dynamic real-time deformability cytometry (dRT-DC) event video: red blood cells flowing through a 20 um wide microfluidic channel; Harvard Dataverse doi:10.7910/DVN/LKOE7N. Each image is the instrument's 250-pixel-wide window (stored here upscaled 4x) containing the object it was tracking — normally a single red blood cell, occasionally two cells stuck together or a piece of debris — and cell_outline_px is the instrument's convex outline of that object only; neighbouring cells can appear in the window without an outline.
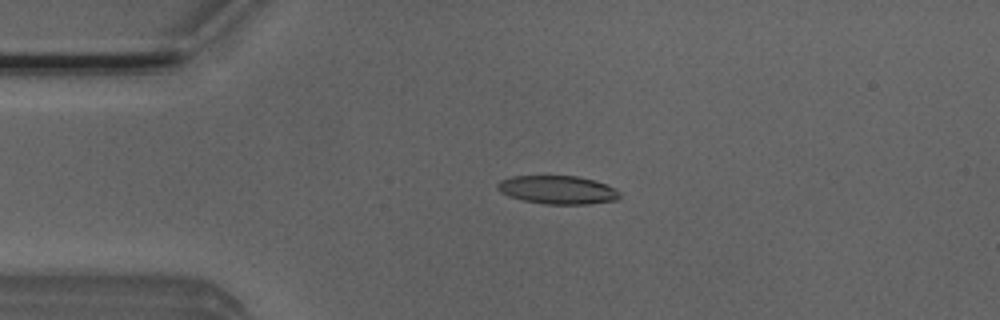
{"species": "Egyptian fruit bat (a non-hibernating species)", "species_latin": "Rousettus aegyptiacus", "temperature_condition": "room temperature", "stored_images_in_passage": 5, "camera_frame_rate_fps": 3000, "um_per_image_px": 0.085, "animal": {"sex": "male"}, "frame": {"image": 1, "passage_image": 3, "time_ms": 0.667, "image_size_px": [1000, 320], "cell_outline_px": [[620, 196], [616, 200], [588, 204], [544, 204], [524, 200], [508, 196], [500, 192], [496, 188], [496, 184], [500, 180], [512, 176], [576, 176], [592, 180], [616, 188], [620, 192]], "centroid_in_image_um": [47.37, 16.14], "position_along_channel_um": 37.6, "area_um2": 20.17}}